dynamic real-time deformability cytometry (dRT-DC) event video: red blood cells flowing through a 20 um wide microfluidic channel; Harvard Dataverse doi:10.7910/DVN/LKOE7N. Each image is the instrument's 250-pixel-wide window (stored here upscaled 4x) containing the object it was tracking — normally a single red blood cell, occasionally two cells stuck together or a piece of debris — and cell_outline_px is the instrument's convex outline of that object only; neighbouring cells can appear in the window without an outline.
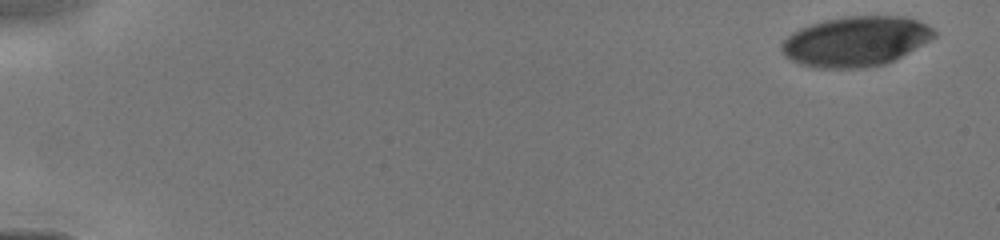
{"species": "human", "species_latin": "Homo sapiens", "temperature_condition": "cold", "stored_images_in_passage": 6, "camera_frame_rate_fps": 3000, "um_per_image_px": 0.085, "donor": {"sex": "male"}, "frame": {"image": 1, "passage_image": 1, "time_ms": 0.0, "image_size_px": [1000, 240], "cell_outline_px": [[936, 36], [908, 52], [884, 64], [860, 68], [816, 68], [800, 64], [784, 56], [780, 48], [780, 44], [792, 32], [800, 28], [824, 20], [848, 16], [904, 16], [916, 20], [932, 28], [936, 32]], "centroid_in_image_um": [72.69, 3.51], "position_along_channel_um": 12.3, "area_um2": 44.1}}
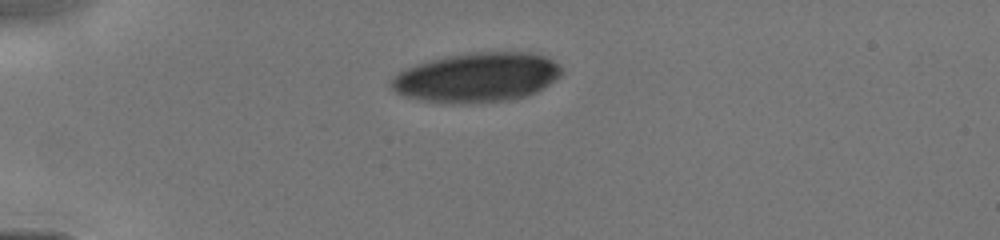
{"frame": {"image": 2, "passage_image": 4, "time_ms": 3.667, "image_size_px": [1000, 240], "cell_outline_px": [[564, 72], [560, 76], [548, 84], [524, 96], [508, 100], [468, 104], [452, 104], [420, 100], [404, 96], [396, 92], [388, 84], [400, 72], [408, 68], [432, 60], [448, 56], [476, 52], [532, 52], [544, 56], [552, 60]], "centroid_in_image_um": [40.53, 6.59], "position_along_channel_um": 44.5, "area_um2": 48.61}}
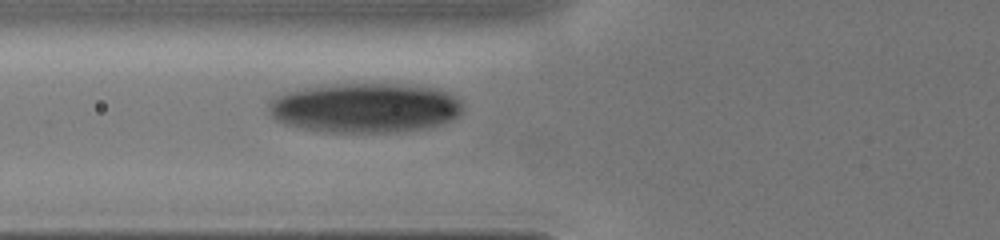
{"frame": {"image": 3, "passage_image": 6, "time_ms": 5.667, "image_size_px": [1000, 240], "cell_outline_px": [[464, 108], [460, 116], [428, 128], [396, 132], [328, 132], [304, 128], [284, 124], [276, 120], [268, 112], [268, 104], [272, 100], [288, 92], [304, 88], [336, 84], [396, 84], [440, 88], [456, 96], [464, 104]], "centroid_in_image_um": [31.1, 9.17], "position_along_channel_um": 94.7, "area_um2": 56.36}}